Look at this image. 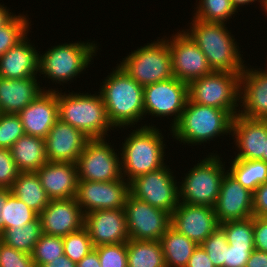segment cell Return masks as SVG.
<instances>
[{
    "instance_id": "cell-56",
    "label": "cell",
    "mask_w": 267,
    "mask_h": 267,
    "mask_svg": "<svg viewBox=\"0 0 267 267\" xmlns=\"http://www.w3.org/2000/svg\"><path fill=\"white\" fill-rule=\"evenodd\" d=\"M261 218H262L265 222H267V213L264 214Z\"/></svg>"
},
{
    "instance_id": "cell-18",
    "label": "cell",
    "mask_w": 267,
    "mask_h": 267,
    "mask_svg": "<svg viewBox=\"0 0 267 267\" xmlns=\"http://www.w3.org/2000/svg\"><path fill=\"white\" fill-rule=\"evenodd\" d=\"M214 210L219 224L253 217V193L226 172Z\"/></svg>"
},
{
    "instance_id": "cell-9",
    "label": "cell",
    "mask_w": 267,
    "mask_h": 267,
    "mask_svg": "<svg viewBox=\"0 0 267 267\" xmlns=\"http://www.w3.org/2000/svg\"><path fill=\"white\" fill-rule=\"evenodd\" d=\"M240 77L241 73L213 71L194 79L188 83V99L226 110L235 117L240 112Z\"/></svg>"
},
{
    "instance_id": "cell-46",
    "label": "cell",
    "mask_w": 267,
    "mask_h": 267,
    "mask_svg": "<svg viewBox=\"0 0 267 267\" xmlns=\"http://www.w3.org/2000/svg\"><path fill=\"white\" fill-rule=\"evenodd\" d=\"M267 213V182L261 184L253 193V215L262 217Z\"/></svg>"
},
{
    "instance_id": "cell-55",
    "label": "cell",
    "mask_w": 267,
    "mask_h": 267,
    "mask_svg": "<svg viewBox=\"0 0 267 267\" xmlns=\"http://www.w3.org/2000/svg\"><path fill=\"white\" fill-rule=\"evenodd\" d=\"M261 160L267 163V141H266V147H265V156Z\"/></svg>"
},
{
    "instance_id": "cell-35",
    "label": "cell",
    "mask_w": 267,
    "mask_h": 267,
    "mask_svg": "<svg viewBox=\"0 0 267 267\" xmlns=\"http://www.w3.org/2000/svg\"><path fill=\"white\" fill-rule=\"evenodd\" d=\"M38 216V213L12 193L3 207V217L1 219L4 222L5 230L12 227H23L25 224L34 221Z\"/></svg>"
},
{
    "instance_id": "cell-11",
    "label": "cell",
    "mask_w": 267,
    "mask_h": 267,
    "mask_svg": "<svg viewBox=\"0 0 267 267\" xmlns=\"http://www.w3.org/2000/svg\"><path fill=\"white\" fill-rule=\"evenodd\" d=\"M114 147V144L112 146L106 138L90 139L85 144L76 163L78 179L93 182H110L121 179L120 151L117 154Z\"/></svg>"
},
{
    "instance_id": "cell-43",
    "label": "cell",
    "mask_w": 267,
    "mask_h": 267,
    "mask_svg": "<svg viewBox=\"0 0 267 267\" xmlns=\"http://www.w3.org/2000/svg\"><path fill=\"white\" fill-rule=\"evenodd\" d=\"M20 173L10 149L0 148V188L11 189Z\"/></svg>"
},
{
    "instance_id": "cell-28",
    "label": "cell",
    "mask_w": 267,
    "mask_h": 267,
    "mask_svg": "<svg viewBox=\"0 0 267 267\" xmlns=\"http://www.w3.org/2000/svg\"><path fill=\"white\" fill-rule=\"evenodd\" d=\"M12 193L29 208L40 214L50 202L36 172H21L11 187Z\"/></svg>"
},
{
    "instance_id": "cell-10",
    "label": "cell",
    "mask_w": 267,
    "mask_h": 267,
    "mask_svg": "<svg viewBox=\"0 0 267 267\" xmlns=\"http://www.w3.org/2000/svg\"><path fill=\"white\" fill-rule=\"evenodd\" d=\"M173 174L166 163L158 170L137 176L130 181V194L171 215L180 202L179 182Z\"/></svg>"
},
{
    "instance_id": "cell-21",
    "label": "cell",
    "mask_w": 267,
    "mask_h": 267,
    "mask_svg": "<svg viewBox=\"0 0 267 267\" xmlns=\"http://www.w3.org/2000/svg\"><path fill=\"white\" fill-rule=\"evenodd\" d=\"M231 136L236 139L233 142L238 148L234 159L261 160L265 156L267 120L250 119L238 114L232 121Z\"/></svg>"
},
{
    "instance_id": "cell-27",
    "label": "cell",
    "mask_w": 267,
    "mask_h": 267,
    "mask_svg": "<svg viewBox=\"0 0 267 267\" xmlns=\"http://www.w3.org/2000/svg\"><path fill=\"white\" fill-rule=\"evenodd\" d=\"M20 172H37L48 162L45 139L24 134L10 148Z\"/></svg>"
},
{
    "instance_id": "cell-13",
    "label": "cell",
    "mask_w": 267,
    "mask_h": 267,
    "mask_svg": "<svg viewBox=\"0 0 267 267\" xmlns=\"http://www.w3.org/2000/svg\"><path fill=\"white\" fill-rule=\"evenodd\" d=\"M129 239L160 241L171 215L129 194L124 207Z\"/></svg>"
},
{
    "instance_id": "cell-48",
    "label": "cell",
    "mask_w": 267,
    "mask_h": 267,
    "mask_svg": "<svg viewBox=\"0 0 267 267\" xmlns=\"http://www.w3.org/2000/svg\"><path fill=\"white\" fill-rule=\"evenodd\" d=\"M245 267H267V252L254 249Z\"/></svg>"
},
{
    "instance_id": "cell-50",
    "label": "cell",
    "mask_w": 267,
    "mask_h": 267,
    "mask_svg": "<svg viewBox=\"0 0 267 267\" xmlns=\"http://www.w3.org/2000/svg\"><path fill=\"white\" fill-rule=\"evenodd\" d=\"M42 267H76V263L71 261L65 254L52 260L49 264Z\"/></svg>"
},
{
    "instance_id": "cell-19",
    "label": "cell",
    "mask_w": 267,
    "mask_h": 267,
    "mask_svg": "<svg viewBox=\"0 0 267 267\" xmlns=\"http://www.w3.org/2000/svg\"><path fill=\"white\" fill-rule=\"evenodd\" d=\"M42 232L65 237L84 226V213L76 198L52 199L39 214Z\"/></svg>"
},
{
    "instance_id": "cell-4",
    "label": "cell",
    "mask_w": 267,
    "mask_h": 267,
    "mask_svg": "<svg viewBox=\"0 0 267 267\" xmlns=\"http://www.w3.org/2000/svg\"><path fill=\"white\" fill-rule=\"evenodd\" d=\"M233 116L226 110L196 104L189 99L170 135L183 145H201L214 138L231 136Z\"/></svg>"
},
{
    "instance_id": "cell-14",
    "label": "cell",
    "mask_w": 267,
    "mask_h": 267,
    "mask_svg": "<svg viewBox=\"0 0 267 267\" xmlns=\"http://www.w3.org/2000/svg\"><path fill=\"white\" fill-rule=\"evenodd\" d=\"M163 37L166 38L170 48L172 72L175 78L189 83L213 72L204 53L184 29L172 34L170 39Z\"/></svg>"
},
{
    "instance_id": "cell-31",
    "label": "cell",
    "mask_w": 267,
    "mask_h": 267,
    "mask_svg": "<svg viewBox=\"0 0 267 267\" xmlns=\"http://www.w3.org/2000/svg\"><path fill=\"white\" fill-rule=\"evenodd\" d=\"M227 172L252 193L267 182V163L262 160L233 159Z\"/></svg>"
},
{
    "instance_id": "cell-22",
    "label": "cell",
    "mask_w": 267,
    "mask_h": 267,
    "mask_svg": "<svg viewBox=\"0 0 267 267\" xmlns=\"http://www.w3.org/2000/svg\"><path fill=\"white\" fill-rule=\"evenodd\" d=\"M257 69L245 66L241 72L239 114L267 120V69Z\"/></svg>"
},
{
    "instance_id": "cell-34",
    "label": "cell",
    "mask_w": 267,
    "mask_h": 267,
    "mask_svg": "<svg viewBox=\"0 0 267 267\" xmlns=\"http://www.w3.org/2000/svg\"><path fill=\"white\" fill-rule=\"evenodd\" d=\"M27 17L24 13L15 14L4 26L0 27V57L29 34L32 24Z\"/></svg>"
},
{
    "instance_id": "cell-29",
    "label": "cell",
    "mask_w": 267,
    "mask_h": 267,
    "mask_svg": "<svg viewBox=\"0 0 267 267\" xmlns=\"http://www.w3.org/2000/svg\"><path fill=\"white\" fill-rule=\"evenodd\" d=\"M166 267H186L198 244L171 226L160 239Z\"/></svg>"
},
{
    "instance_id": "cell-44",
    "label": "cell",
    "mask_w": 267,
    "mask_h": 267,
    "mask_svg": "<svg viewBox=\"0 0 267 267\" xmlns=\"http://www.w3.org/2000/svg\"><path fill=\"white\" fill-rule=\"evenodd\" d=\"M255 247H234L228 244L224 267H245Z\"/></svg>"
},
{
    "instance_id": "cell-38",
    "label": "cell",
    "mask_w": 267,
    "mask_h": 267,
    "mask_svg": "<svg viewBox=\"0 0 267 267\" xmlns=\"http://www.w3.org/2000/svg\"><path fill=\"white\" fill-rule=\"evenodd\" d=\"M93 249L94 245L84 226L78 231L71 232L67 236L63 237L64 254L76 264Z\"/></svg>"
},
{
    "instance_id": "cell-45",
    "label": "cell",
    "mask_w": 267,
    "mask_h": 267,
    "mask_svg": "<svg viewBox=\"0 0 267 267\" xmlns=\"http://www.w3.org/2000/svg\"><path fill=\"white\" fill-rule=\"evenodd\" d=\"M255 249L267 252V222L261 217L253 216Z\"/></svg>"
},
{
    "instance_id": "cell-1",
    "label": "cell",
    "mask_w": 267,
    "mask_h": 267,
    "mask_svg": "<svg viewBox=\"0 0 267 267\" xmlns=\"http://www.w3.org/2000/svg\"><path fill=\"white\" fill-rule=\"evenodd\" d=\"M99 93L113 127L128 129L146 120L142 87L119 65L102 81Z\"/></svg>"
},
{
    "instance_id": "cell-8",
    "label": "cell",
    "mask_w": 267,
    "mask_h": 267,
    "mask_svg": "<svg viewBox=\"0 0 267 267\" xmlns=\"http://www.w3.org/2000/svg\"><path fill=\"white\" fill-rule=\"evenodd\" d=\"M122 59L119 66L142 87L174 77L170 48L164 37L140 46Z\"/></svg>"
},
{
    "instance_id": "cell-15",
    "label": "cell",
    "mask_w": 267,
    "mask_h": 267,
    "mask_svg": "<svg viewBox=\"0 0 267 267\" xmlns=\"http://www.w3.org/2000/svg\"><path fill=\"white\" fill-rule=\"evenodd\" d=\"M130 182L121 179L110 182L78 180L76 200L85 214L94 210L124 209Z\"/></svg>"
},
{
    "instance_id": "cell-5",
    "label": "cell",
    "mask_w": 267,
    "mask_h": 267,
    "mask_svg": "<svg viewBox=\"0 0 267 267\" xmlns=\"http://www.w3.org/2000/svg\"><path fill=\"white\" fill-rule=\"evenodd\" d=\"M57 90L58 118L82 131L89 139H105L114 127L108 119L99 92L96 94Z\"/></svg>"
},
{
    "instance_id": "cell-16",
    "label": "cell",
    "mask_w": 267,
    "mask_h": 267,
    "mask_svg": "<svg viewBox=\"0 0 267 267\" xmlns=\"http://www.w3.org/2000/svg\"><path fill=\"white\" fill-rule=\"evenodd\" d=\"M170 226L200 245L213 233L219 223L214 207L179 202L171 214Z\"/></svg>"
},
{
    "instance_id": "cell-26",
    "label": "cell",
    "mask_w": 267,
    "mask_h": 267,
    "mask_svg": "<svg viewBox=\"0 0 267 267\" xmlns=\"http://www.w3.org/2000/svg\"><path fill=\"white\" fill-rule=\"evenodd\" d=\"M37 80V76L24 79H4L0 77L1 113L18 115L44 90H52V88L40 87V82Z\"/></svg>"
},
{
    "instance_id": "cell-42",
    "label": "cell",
    "mask_w": 267,
    "mask_h": 267,
    "mask_svg": "<svg viewBox=\"0 0 267 267\" xmlns=\"http://www.w3.org/2000/svg\"><path fill=\"white\" fill-rule=\"evenodd\" d=\"M0 267H35L32 255L0 241Z\"/></svg>"
},
{
    "instance_id": "cell-33",
    "label": "cell",
    "mask_w": 267,
    "mask_h": 267,
    "mask_svg": "<svg viewBox=\"0 0 267 267\" xmlns=\"http://www.w3.org/2000/svg\"><path fill=\"white\" fill-rule=\"evenodd\" d=\"M192 18L205 22L225 23L238 13L231 0H199Z\"/></svg>"
},
{
    "instance_id": "cell-6",
    "label": "cell",
    "mask_w": 267,
    "mask_h": 267,
    "mask_svg": "<svg viewBox=\"0 0 267 267\" xmlns=\"http://www.w3.org/2000/svg\"><path fill=\"white\" fill-rule=\"evenodd\" d=\"M69 42L51 46L46 52L39 55L38 75H43L53 83L63 86L76 80L82 71L88 68L93 57L97 56L99 47L94 41ZM62 83V84H61Z\"/></svg>"
},
{
    "instance_id": "cell-23",
    "label": "cell",
    "mask_w": 267,
    "mask_h": 267,
    "mask_svg": "<svg viewBox=\"0 0 267 267\" xmlns=\"http://www.w3.org/2000/svg\"><path fill=\"white\" fill-rule=\"evenodd\" d=\"M18 116L25 134L45 139L58 119L57 90H44Z\"/></svg>"
},
{
    "instance_id": "cell-36",
    "label": "cell",
    "mask_w": 267,
    "mask_h": 267,
    "mask_svg": "<svg viewBox=\"0 0 267 267\" xmlns=\"http://www.w3.org/2000/svg\"><path fill=\"white\" fill-rule=\"evenodd\" d=\"M225 231L227 242L234 247H255L253 217L230 220L219 224Z\"/></svg>"
},
{
    "instance_id": "cell-49",
    "label": "cell",
    "mask_w": 267,
    "mask_h": 267,
    "mask_svg": "<svg viewBox=\"0 0 267 267\" xmlns=\"http://www.w3.org/2000/svg\"><path fill=\"white\" fill-rule=\"evenodd\" d=\"M76 267H101L97 251L93 249L76 264Z\"/></svg>"
},
{
    "instance_id": "cell-54",
    "label": "cell",
    "mask_w": 267,
    "mask_h": 267,
    "mask_svg": "<svg viewBox=\"0 0 267 267\" xmlns=\"http://www.w3.org/2000/svg\"><path fill=\"white\" fill-rule=\"evenodd\" d=\"M264 9L263 11L265 12V15L267 16V0H263V6H262Z\"/></svg>"
},
{
    "instance_id": "cell-3",
    "label": "cell",
    "mask_w": 267,
    "mask_h": 267,
    "mask_svg": "<svg viewBox=\"0 0 267 267\" xmlns=\"http://www.w3.org/2000/svg\"><path fill=\"white\" fill-rule=\"evenodd\" d=\"M132 131L125 137L120 150L121 174L128 182L137 176L160 169L166 160V145L161 129L149 123Z\"/></svg>"
},
{
    "instance_id": "cell-52",
    "label": "cell",
    "mask_w": 267,
    "mask_h": 267,
    "mask_svg": "<svg viewBox=\"0 0 267 267\" xmlns=\"http://www.w3.org/2000/svg\"><path fill=\"white\" fill-rule=\"evenodd\" d=\"M14 15L7 6L0 3V27L4 26Z\"/></svg>"
},
{
    "instance_id": "cell-17",
    "label": "cell",
    "mask_w": 267,
    "mask_h": 267,
    "mask_svg": "<svg viewBox=\"0 0 267 267\" xmlns=\"http://www.w3.org/2000/svg\"><path fill=\"white\" fill-rule=\"evenodd\" d=\"M84 227L94 247L129 240L124 209L94 210L84 215Z\"/></svg>"
},
{
    "instance_id": "cell-30",
    "label": "cell",
    "mask_w": 267,
    "mask_h": 267,
    "mask_svg": "<svg viewBox=\"0 0 267 267\" xmlns=\"http://www.w3.org/2000/svg\"><path fill=\"white\" fill-rule=\"evenodd\" d=\"M127 264L128 267H166L160 241L129 239Z\"/></svg>"
},
{
    "instance_id": "cell-12",
    "label": "cell",
    "mask_w": 267,
    "mask_h": 267,
    "mask_svg": "<svg viewBox=\"0 0 267 267\" xmlns=\"http://www.w3.org/2000/svg\"><path fill=\"white\" fill-rule=\"evenodd\" d=\"M145 117H172L170 129L179 121L188 100V83L172 77L144 87Z\"/></svg>"
},
{
    "instance_id": "cell-47",
    "label": "cell",
    "mask_w": 267,
    "mask_h": 267,
    "mask_svg": "<svg viewBox=\"0 0 267 267\" xmlns=\"http://www.w3.org/2000/svg\"><path fill=\"white\" fill-rule=\"evenodd\" d=\"M186 267H214V265L204 248L198 245L188 260Z\"/></svg>"
},
{
    "instance_id": "cell-25",
    "label": "cell",
    "mask_w": 267,
    "mask_h": 267,
    "mask_svg": "<svg viewBox=\"0 0 267 267\" xmlns=\"http://www.w3.org/2000/svg\"><path fill=\"white\" fill-rule=\"evenodd\" d=\"M27 35L0 57V77L4 79H24L38 75L40 51ZM39 52V53H38Z\"/></svg>"
},
{
    "instance_id": "cell-24",
    "label": "cell",
    "mask_w": 267,
    "mask_h": 267,
    "mask_svg": "<svg viewBox=\"0 0 267 267\" xmlns=\"http://www.w3.org/2000/svg\"><path fill=\"white\" fill-rule=\"evenodd\" d=\"M36 173L50 200L76 197L79 180L76 163L48 161Z\"/></svg>"
},
{
    "instance_id": "cell-7",
    "label": "cell",
    "mask_w": 267,
    "mask_h": 267,
    "mask_svg": "<svg viewBox=\"0 0 267 267\" xmlns=\"http://www.w3.org/2000/svg\"><path fill=\"white\" fill-rule=\"evenodd\" d=\"M199 161L179 181V200L190 205L214 207L227 172L225 162L217 152Z\"/></svg>"
},
{
    "instance_id": "cell-51",
    "label": "cell",
    "mask_w": 267,
    "mask_h": 267,
    "mask_svg": "<svg viewBox=\"0 0 267 267\" xmlns=\"http://www.w3.org/2000/svg\"><path fill=\"white\" fill-rule=\"evenodd\" d=\"M12 194L9 188H0V233L4 230V222L1 219L3 217V207L7 202L8 197Z\"/></svg>"
},
{
    "instance_id": "cell-32",
    "label": "cell",
    "mask_w": 267,
    "mask_h": 267,
    "mask_svg": "<svg viewBox=\"0 0 267 267\" xmlns=\"http://www.w3.org/2000/svg\"><path fill=\"white\" fill-rule=\"evenodd\" d=\"M42 234L41 222L38 216L34 221L25 224L23 227H12L3 230L0 233V240L7 246L32 254L35 244Z\"/></svg>"
},
{
    "instance_id": "cell-37",
    "label": "cell",
    "mask_w": 267,
    "mask_h": 267,
    "mask_svg": "<svg viewBox=\"0 0 267 267\" xmlns=\"http://www.w3.org/2000/svg\"><path fill=\"white\" fill-rule=\"evenodd\" d=\"M35 267H42L64 255L63 237L42 234L32 252Z\"/></svg>"
},
{
    "instance_id": "cell-2",
    "label": "cell",
    "mask_w": 267,
    "mask_h": 267,
    "mask_svg": "<svg viewBox=\"0 0 267 267\" xmlns=\"http://www.w3.org/2000/svg\"><path fill=\"white\" fill-rule=\"evenodd\" d=\"M191 20L189 29L184 31L204 53L212 71L241 73L246 61L226 24Z\"/></svg>"
},
{
    "instance_id": "cell-41",
    "label": "cell",
    "mask_w": 267,
    "mask_h": 267,
    "mask_svg": "<svg viewBox=\"0 0 267 267\" xmlns=\"http://www.w3.org/2000/svg\"><path fill=\"white\" fill-rule=\"evenodd\" d=\"M94 249L98 253L101 267H128L127 242L99 245Z\"/></svg>"
},
{
    "instance_id": "cell-53",
    "label": "cell",
    "mask_w": 267,
    "mask_h": 267,
    "mask_svg": "<svg viewBox=\"0 0 267 267\" xmlns=\"http://www.w3.org/2000/svg\"><path fill=\"white\" fill-rule=\"evenodd\" d=\"M260 2L261 6H263V0H231L233 7L237 10H240V7H245L244 5H251L255 2Z\"/></svg>"
},
{
    "instance_id": "cell-39",
    "label": "cell",
    "mask_w": 267,
    "mask_h": 267,
    "mask_svg": "<svg viewBox=\"0 0 267 267\" xmlns=\"http://www.w3.org/2000/svg\"><path fill=\"white\" fill-rule=\"evenodd\" d=\"M200 245L206 251L214 267H224L228 242L226 233L220 225Z\"/></svg>"
},
{
    "instance_id": "cell-20",
    "label": "cell",
    "mask_w": 267,
    "mask_h": 267,
    "mask_svg": "<svg viewBox=\"0 0 267 267\" xmlns=\"http://www.w3.org/2000/svg\"><path fill=\"white\" fill-rule=\"evenodd\" d=\"M89 140L82 131L58 118L45 138L47 159L51 162L77 163Z\"/></svg>"
},
{
    "instance_id": "cell-40",
    "label": "cell",
    "mask_w": 267,
    "mask_h": 267,
    "mask_svg": "<svg viewBox=\"0 0 267 267\" xmlns=\"http://www.w3.org/2000/svg\"><path fill=\"white\" fill-rule=\"evenodd\" d=\"M24 134L23 125L18 115L0 114V148L10 149Z\"/></svg>"
}]
</instances>
